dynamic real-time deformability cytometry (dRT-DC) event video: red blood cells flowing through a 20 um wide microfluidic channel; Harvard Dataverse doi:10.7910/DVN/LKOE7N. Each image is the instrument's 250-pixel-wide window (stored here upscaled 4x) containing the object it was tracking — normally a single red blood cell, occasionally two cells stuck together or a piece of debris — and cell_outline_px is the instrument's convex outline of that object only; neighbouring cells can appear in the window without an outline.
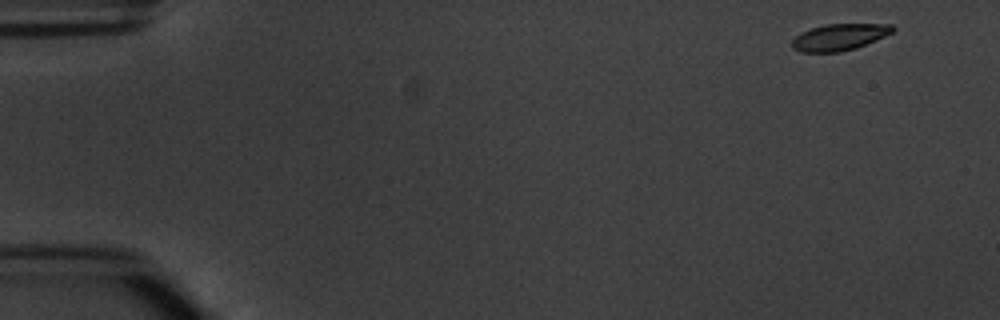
{"species": "common noctule bat (a hibernating species)", "species_latin": "Nyctalus noctula", "temperature_condition": "warm", "stored_images_in_passage": 5, "camera_frame_rate_fps": 3000, "um_per_image_px": 0.085, "animal": {"sex": "male", "body_mass_g": 20.1, "forearm_length_mm": 53.5}, "frame": {"image": 1, "passage_image": 1, "time_ms": 0.0, "image_size_px": [1000, 320], "cell_outline_px": [[896, 28], [892, 32], [884, 36], [856, 48], [840, 52], [800, 52], [792, 48], [792, 40], [800, 32], [824, 24], [892, 24]], "centroid_in_image_um": [71.32, 3.15], "position_along_channel_um": 13.7, "area_um2": 15.55}}
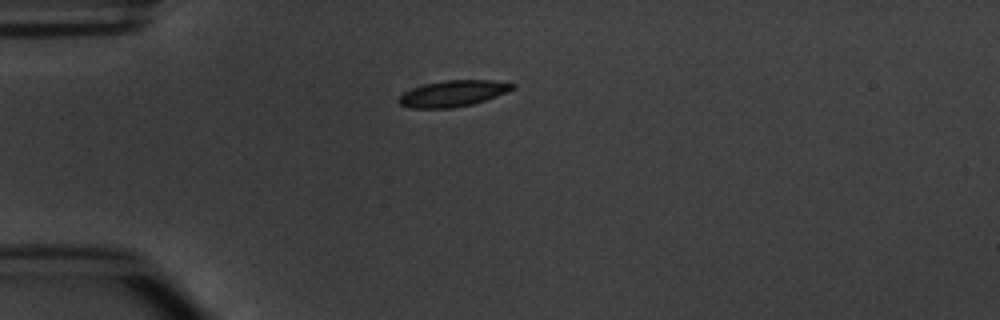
{"frame": {"image": 2, "passage_image": 4, "time_ms": 3.667, "image_size_px": [1000, 320], "cell_outline_px": [[516, 88], [496, 96], [472, 104], [452, 108], [412, 108], [400, 104], [396, 100], [404, 92], [424, 84], [444, 80], [492, 80], [516, 84]], "centroid_in_image_um": [38.51, 7.94], "position_along_channel_um": 46.5, "area_um2": 17.22}}
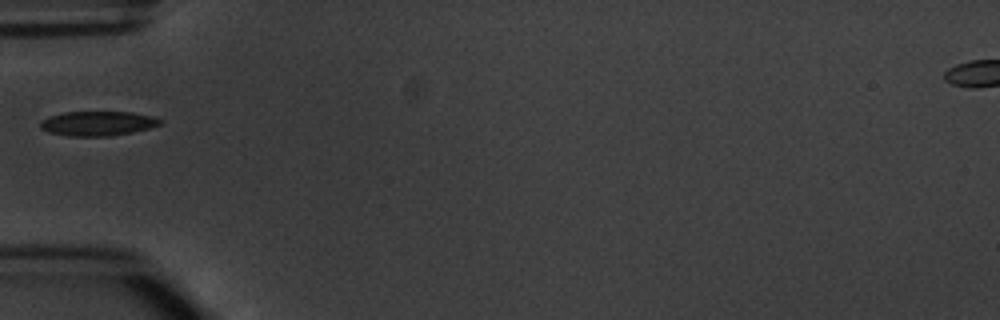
{"frame": {"image": 3, "passage_image": 5, "time_ms": 5.0, "image_size_px": [1000, 320], "cell_outline_px": [[164, 120], [160, 124], [148, 128], [132, 132], [112, 136], [68, 136], [48, 132], [40, 128], [40, 120], [48, 116], [64, 112], [132, 112], [152, 116]], "centroid_in_image_um": [8.28, 10.49], "position_along_channel_um": 76.7, "area_um2": 17.22}}